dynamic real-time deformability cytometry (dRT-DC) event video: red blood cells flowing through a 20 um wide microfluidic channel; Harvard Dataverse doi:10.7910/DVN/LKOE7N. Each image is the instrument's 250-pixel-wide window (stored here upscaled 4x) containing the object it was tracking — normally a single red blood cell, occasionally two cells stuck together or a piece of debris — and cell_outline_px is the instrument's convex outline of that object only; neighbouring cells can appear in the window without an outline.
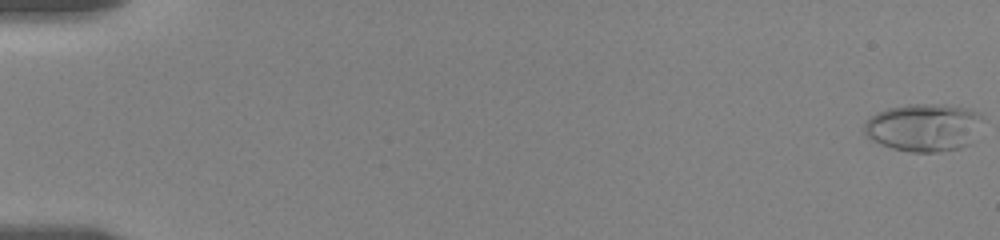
{"species": "human", "species_latin": "Homo sapiens", "temperature_condition": "room temperature", "stored_images_in_passage": 58, "camera_frame_rate_fps": 3000, "um_per_image_px": 0.085, "donor": {"sex": "female"}, "frame": {"image": 1, "passage_image": 1, "time_ms": 0.0, "image_size_px": [1000, 240], "cell_outline_px": [[980, 116], [972, 144], [960, 148], [940, 152], [912, 152], [892, 148], [880, 144], [864, 136], [864, 124], [876, 112], [888, 108], [908, 104], [944, 104], [968, 108], [976, 112]], "centroid_in_image_um": [78.47, 10.84], "position_along_channel_um": 6.5, "area_um2": 32.95}}
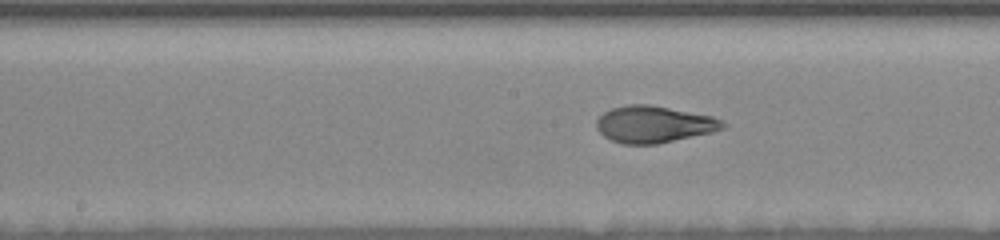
{"frame": {"image": 2, "passage_image": 33, "time_ms": 10.0, "image_size_px": [1000, 240], "cell_outline_px": [[728, 124], [724, 128], [712, 132], [656, 144], [620, 144], [604, 136], [596, 128], [596, 120], [604, 112], [612, 108], [628, 104], [648, 104], [712, 116]], "centroid_in_image_um": [55.56, 10.57], "position_along_channel_um": 192.6, "area_um2": 26.93}}
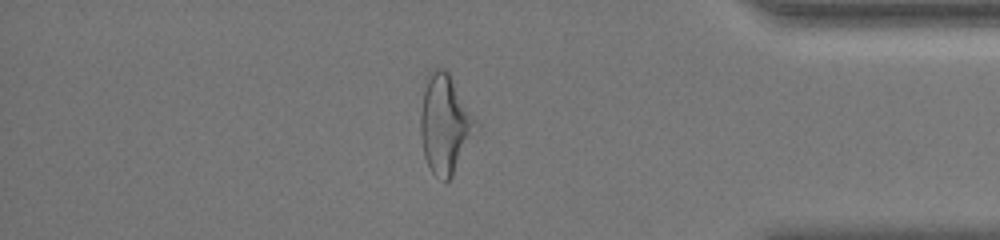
{"frame": {"image": 3, "passage_image": 51, "time_ms": 16.333, "image_size_px": [1000, 240], "cell_outline_px": [[480, 124], [452, 176], [448, 180], [444, 180], [436, 176], [432, 172], [424, 156], [420, 136], [420, 112], [428, 72], [432, 68], [444, 68], [448, 72]], "centroid_in_image_um": [37.82, 10.53], "position_along_channel_um": 397.4, "area_um2": 31.79}, "authors_computed_cell_mechanics": {"area_um2": 28.611, "velocity_mm_per_s": 3.5914, "shape_relaxation_time_tau1_ms": 4.5213, "shape_relaxation_time_tau2_ms": 1.014, "deformation_change_tau1": 0.205, "deformation_change_tau2": 0.0736}}